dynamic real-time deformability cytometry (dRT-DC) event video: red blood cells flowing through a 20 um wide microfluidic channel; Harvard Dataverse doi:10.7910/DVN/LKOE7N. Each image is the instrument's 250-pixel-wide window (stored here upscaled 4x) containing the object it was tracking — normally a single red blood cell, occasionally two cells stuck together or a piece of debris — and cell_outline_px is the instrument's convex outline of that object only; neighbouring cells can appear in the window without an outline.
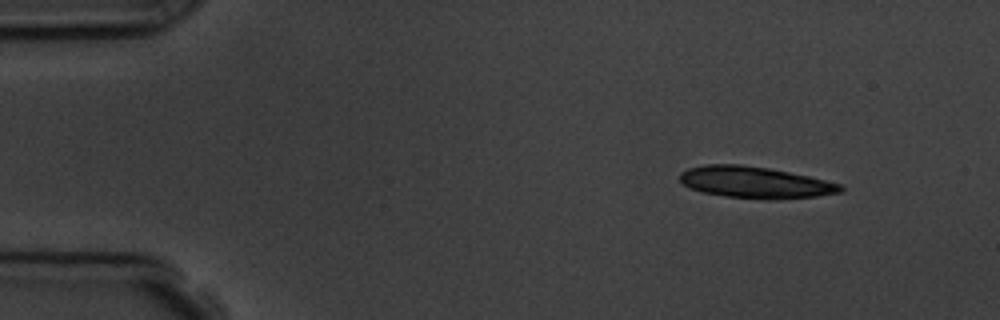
{"species": "common noctule bat (a hibernating species)", "species_latin": "Nyctalus noctula", "temperature_condition": "room temperature", "stored_images_in_passage": 5, "camera_frame_rate_fps": 3000, "um_per_image_px": 0.085, "animal": {"sex": "male", "body_mass_g": 19.5, "forearm_length_mm": 54.6}, "frame": {"image": 1, "passage_image": 1, "time_ms": 0.0, "image_size_px": [1000, 320], "cell_outline_px": [[844, 192], [816, 196], [768, 200], [764, 200], [724, 196], [704, 192], [692, 188], [684, 184], [680, 180], [680, 172], [688, 168], [708, 164], [740, 164], [768, 168], [808, 176], [840, 184], [844, 188]], "centroid_in_image_um": [64.19, 15.51], "position_along_channel_um": 20.8, "area_um2": 29.42}}